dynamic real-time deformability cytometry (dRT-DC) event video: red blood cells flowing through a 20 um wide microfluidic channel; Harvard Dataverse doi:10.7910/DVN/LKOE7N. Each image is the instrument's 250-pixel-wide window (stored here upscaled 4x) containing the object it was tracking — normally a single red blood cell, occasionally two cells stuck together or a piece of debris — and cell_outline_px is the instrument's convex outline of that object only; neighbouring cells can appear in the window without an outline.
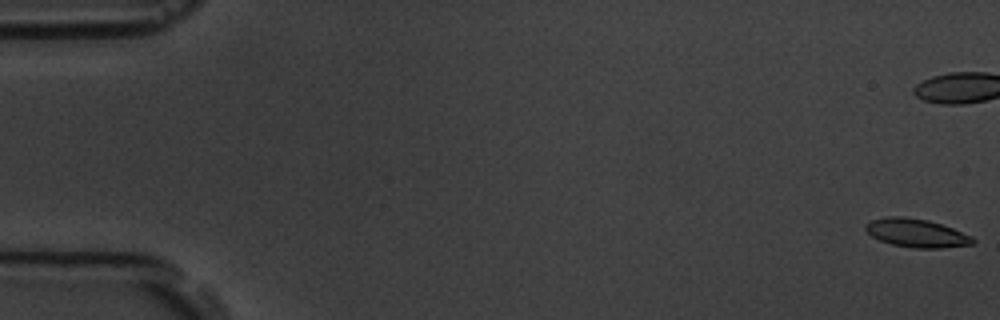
{"species": "common noctule bat (a hibernating species)", "species_latin": "Nyctalus noctula", "temperature_condition": "room temperature", "stored_images_in_passage": 17, "camera_frame_rate_fps": 3000, "um_per_image_px": 0.085, "animal": {"sex": "male", "body_mass_g": 19.5, "forearm_length_mm": 54.6}, "frame": {"image": 1, "passage_image": 1, "time_ms": 0.0, "image_size_px": [1000, 320], "cell_outline_px": [[976, 244], [940, 248], [912, 248], [892, 244], [880, 240], [872, 236], [864, 228], [864, 224], [872, 220], [884, 216], [904, 216], [928, 220], [952, 228], [972, 236], [976, 240]], "centroid_in_image_um": [77.9, 19.8], "position_along_channel_um": 7.1, "area_um2": 17.86}}
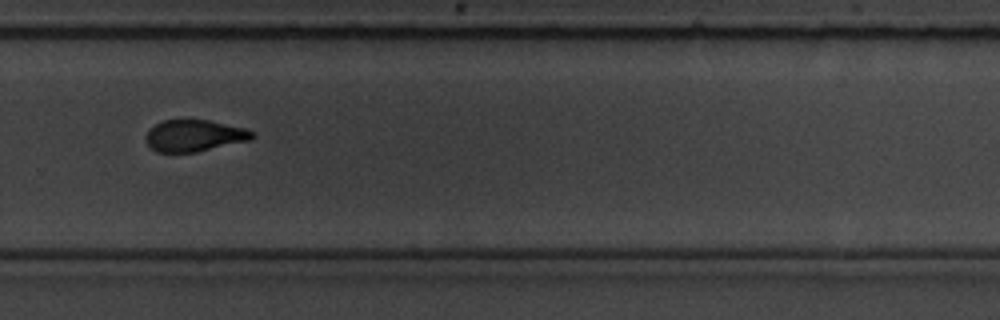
{"frame": {"image": 2, "passage_image": 12, "time_ms": 13.667, "image_size_px": [1000, 320], "cell_outline_px": [[256, 136], [252, 140], [196, 152], [156, 152], [148, 144], [148, 132], [156, 124], [164, 120], [208, 120], [244, 128], [256, 132]], "centroid_in_image_um": [16.6, 11.54], "position_along_channel_um": 313.2, "area_um2": 19.42}, "authors_computed_cell_mechanics": {"area_um2": 18.5538, "velocity_mm_per_s": 3.5529, "shape_relaxation_time_tau1_ms": 4.0468, "shape_relaxation_time_tau2_ms": 2.6892, "deformation_change_tau1": 0.1493, "deformation_change_tau2": 0.0719}}